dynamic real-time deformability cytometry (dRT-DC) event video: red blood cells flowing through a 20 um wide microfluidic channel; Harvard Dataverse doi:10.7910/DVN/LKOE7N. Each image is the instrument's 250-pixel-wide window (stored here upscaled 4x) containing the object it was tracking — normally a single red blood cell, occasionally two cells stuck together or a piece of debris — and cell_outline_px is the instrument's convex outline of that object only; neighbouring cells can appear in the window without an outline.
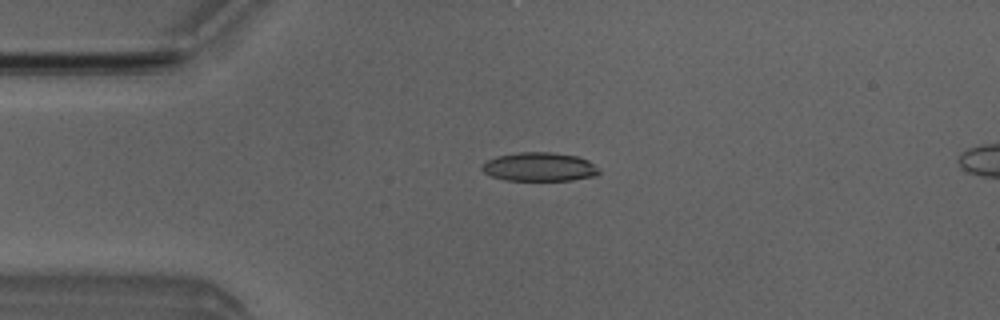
{"species": "Egyptian fruit bat (a non-hibernating species)", "species_latin": "Rousettus aegyptiacus", "temperature_condition": "room temperature", "stored_images_in_passage": 4, "camera_frame_rate_fps": 3000, "um_per_image_px": 0.085, "animal": {"sex": "male"}, "frame": {"image": 1, "passage_image": 4, "time_ms": 3.667, "image_size_px": [1000, 320], "cell_outline_px": [[600, 172], [596, 176], [572, 180], [504, 180], [492, 176], [484, 172], [480, 168], [480, 164], [496, 156], [520, 152], [552, 152], [576, 156], [588, 160], [600, 168]], "centroid_in_image_um": [45.85, 14.18], "position_along_channel_um": 39.1, "area_um2": 19.77}}